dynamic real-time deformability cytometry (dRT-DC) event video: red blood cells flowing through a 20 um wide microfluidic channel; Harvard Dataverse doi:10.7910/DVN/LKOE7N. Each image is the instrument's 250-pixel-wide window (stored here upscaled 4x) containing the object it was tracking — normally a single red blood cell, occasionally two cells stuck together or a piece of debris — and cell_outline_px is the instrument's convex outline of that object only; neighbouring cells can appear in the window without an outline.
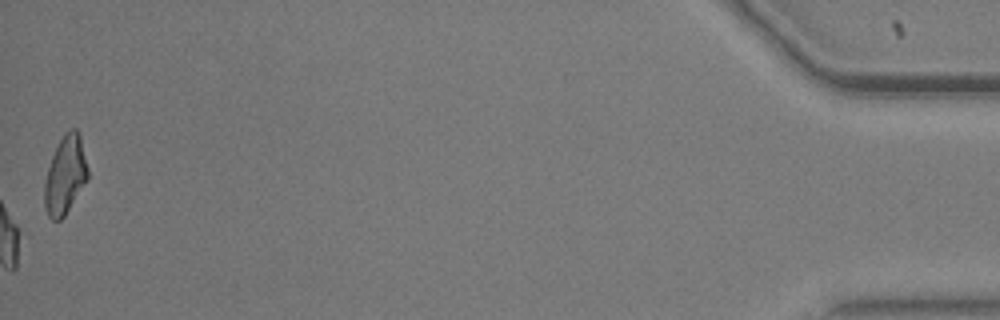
{"species": "common noctule bat (a hibernating species)", "species_latin": "Nyctalus noctula", "temperature_condition": "warm", "stored_images_in_passage": 56, "camera_frame_rate_fps": 3000, "um_per_image_px": 0.085, "animal": {"sex": "male", "body_mass_g": 20.5, "forearm_length_mm": 52.5}, "frame": {"image": 1, "passage_image": 56, "time_ms": 18.333, "image_size_px": [1000, 320], "cell_outline_px": [[88, 180], [64, 216], [60, 220], [52, 220], [48, 216], [44, 208], [44, 184], [48, 168], [52, 156], [64, 132], [68, 128], [76, 128], [80, 132], [88, 168]], "centroid_in_image_um": [5.56, 14.86], "position_along_channel_um": 429.6, "area_um2": 19.94}}